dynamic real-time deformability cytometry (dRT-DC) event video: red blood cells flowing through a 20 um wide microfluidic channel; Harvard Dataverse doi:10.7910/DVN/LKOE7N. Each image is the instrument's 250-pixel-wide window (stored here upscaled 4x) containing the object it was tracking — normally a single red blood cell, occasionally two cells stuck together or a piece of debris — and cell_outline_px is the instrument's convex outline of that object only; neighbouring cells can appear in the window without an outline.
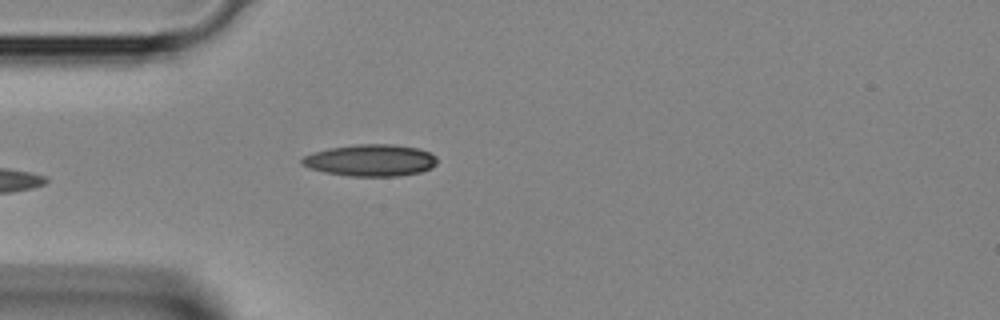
{"species": "Egyptian fruit bat (a non-hibernating species)", "species_latin": "Rousettus aegyptiacus", "temperature_condition": "room temperature", "stored_images_in_passage": 3, "camera_frame_rate_fps": 3000, "um_per_image_px": 0.085, "animal": {"sex": "female"}, "frame": {"image": 1, "passage_image": 3, "time_ms": 0.667, "image_size_px": [1000, 320], "cell_outline_px": [[436, 164], [432, 168], [420, 172], [400, 176], [348, 176], [324, 172], [308, 168], [300, 164], [300, 160], [304, 156], [312, 152], [328, 148], [356, 144], [392, 144], [420, 148], [436, 156]], "centroid_in_image_um": [31.47, 13.62], "position_along_channel_um": 53.5, "area_um2": 25.32}}